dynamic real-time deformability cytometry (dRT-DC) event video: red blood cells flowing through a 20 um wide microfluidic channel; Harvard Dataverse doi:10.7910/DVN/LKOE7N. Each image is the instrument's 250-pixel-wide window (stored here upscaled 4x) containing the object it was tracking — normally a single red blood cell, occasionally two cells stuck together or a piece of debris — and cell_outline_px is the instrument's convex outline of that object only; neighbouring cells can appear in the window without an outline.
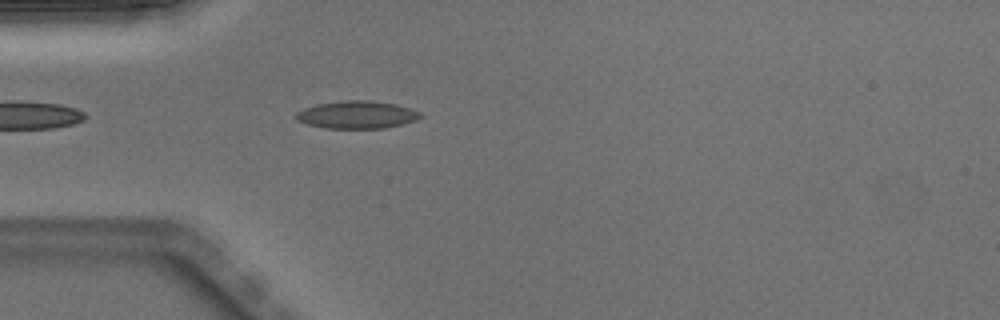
{"species": "Egyptian fruit bat (a non-hibernating species)", "species_latin": "Rousettus aegyptiacus", "temperature_condition": "warm", "stored_images_in_passage": 13, "camera_frame_rate_fps": 3000, "um_per_image_px": 0.085, "animal": {"sex": "male"}, "frame": {"image": 1, "passage_image": 4, "time_ms": 1.0, "image_size_px": [1000, 320], "cell_outline_px": [[424, 116], [416, 120], [384, 128], [324, 128], [308, 124], [296, 120], [296, 112], [304, 108], [316, 104], [340, 100], [368, 100], [396, 104], [420, 112]], "centroid_in_image_um": [30.32, 9.74], "position_along_channel_um": 54.7, "area_um2": 20.0}}